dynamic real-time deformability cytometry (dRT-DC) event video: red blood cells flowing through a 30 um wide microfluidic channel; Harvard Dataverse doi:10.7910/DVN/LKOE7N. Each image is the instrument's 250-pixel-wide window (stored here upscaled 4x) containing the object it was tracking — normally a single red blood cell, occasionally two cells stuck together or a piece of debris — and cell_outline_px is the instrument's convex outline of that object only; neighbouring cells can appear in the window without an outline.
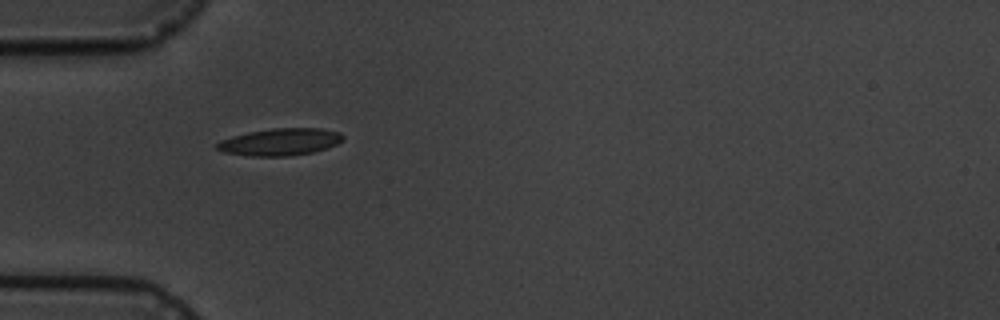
{"species": "common noctule bat (a hibernating species)", "species_latin": "Nyctalus noctula", "temperature_condition": "cold", "stored_images_in_passage": 6, "camera_frame_rate_fps": 3000, "um_per_image_px": 0.085, "animal": {"sex": "male", "body_mass_g": 19.5, "forearm_length_mm": 54.6}, "frame": {"image": 1, "passage_image": 5, "time_ms": 5.667, "image_size_px": [1000, 320], "cell_outline_px": [[344, 140], [336, 144], [312, 152], [288, 156], [252, 156], [224, 152], [216, 148], [216, 144], [220, 140], [232, 136], [248, 132], [272, 128], [320, 128], [340, 132], [344, 136]], "centroid_in_image_um": [23.81, 12.05], "position_along_channel_um": 61.2, "area_um2": 19.83}}
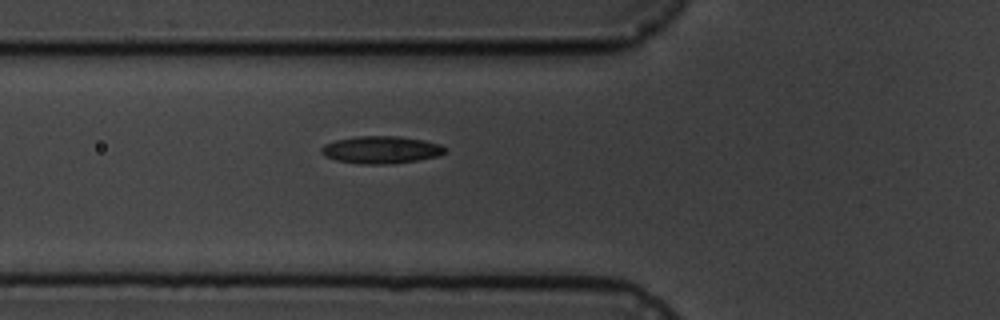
{"frame": {"image": 2, "passage_image": 6, "time_ms": 6.667, "image_size_px": [1000, 320], "cell_outline_px": [[448, 148], [444, 152], [436, 156], [416, 160], [384, 164], [360, 164], [336, 160], [324, 156], [320, 152], [320, 148], [324, 144], [336, 140], [360, 136], [396, 136], [424, 140], [440, 144]], "centroid_in_image_um": [32.36, 12.73], "position_along_channel_um": 93.4, "area_um2": 19.59}}